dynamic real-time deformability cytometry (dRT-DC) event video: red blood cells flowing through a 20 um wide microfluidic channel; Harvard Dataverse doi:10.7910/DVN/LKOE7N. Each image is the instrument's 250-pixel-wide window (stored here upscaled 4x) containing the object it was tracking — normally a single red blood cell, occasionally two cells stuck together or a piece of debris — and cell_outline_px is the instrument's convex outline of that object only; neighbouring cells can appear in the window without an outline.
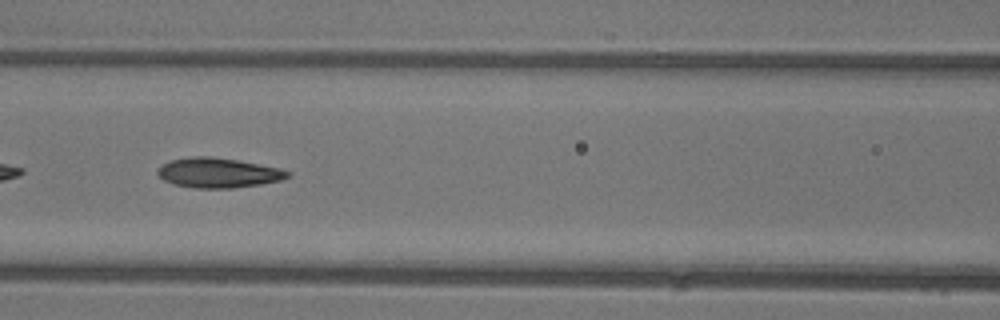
{"species": "common noctule bat (a hibernating species)", "species_latin": "Nyctalus noctula", "temperature_condition": "warm", "stored_images_in_passage": 20, "camera_frame_rate_fps": 3000, "um_per_image_px": 0.085, "animal": {"sex": "female"}, "frame": {"image": 1, "passage_image": 6, "time_ms": 1.667, "image_size_px": [1000, 320], "cell_outline_px": [[292, 176], [280, 180], [260, 184], [232, 188], [196, 188], [172, 184], [164, 180], [156, 172], [168, 160], [192, 156], [208, 156], [236, 160], [280, 168], [292, 172]], "centroid_in_image_um": [18.56, 14.69], "position_along_channel_um": 148.0, "area_um2": 22.54}}
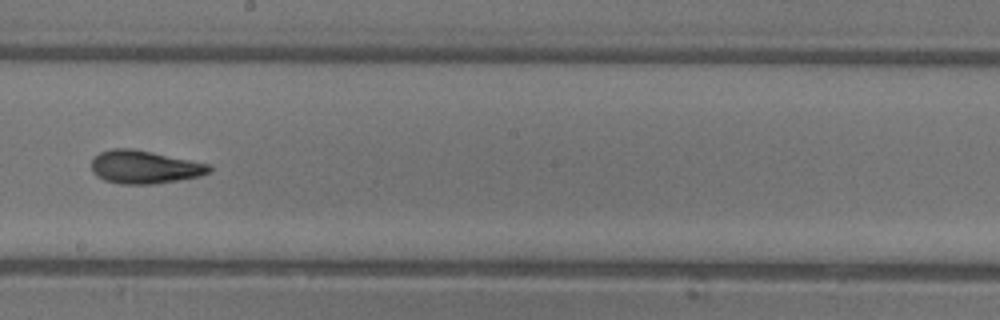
{"frame": {"image": 2, "passage_image": 12, "time_ms": 3.667, "image_size_px": [1000, 320], "cell_outline_px": [[212, 172], [200, 176], [152, 184], [120, 184], [104, 180], [96, 176], [92, 172], [92, 156], [100, 152], [112, 148], [132, 148], [152, 152], [208, 164], [212, 168]], "centroid_in_image_um": [12.24, 14.19], "position_along_channel_um": 236.0, "area_um2": 22.72}}
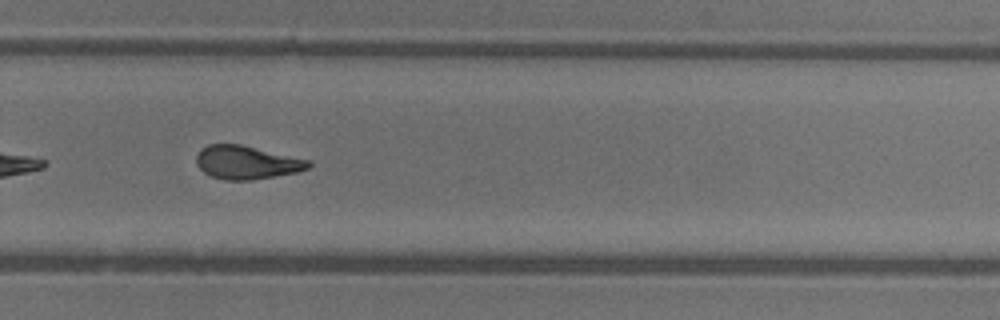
{"frame": {"image": 3, "passage_image": 17, "time_ms": 5.333, "image_size_px": [1000, 320], "cell_outline_px": [[312, 164], [308, 168], [296, 172], [252, 180], [224, 180], [212, 176], [204, 172], [196, 164], [196, 156], [200, 148], [208, 144], [240, 144], [308, 160]], "centroid_in_image_um": [20.91, 13.8], "position_along_channel_um": 308.9, "area_um2": 21.62}}